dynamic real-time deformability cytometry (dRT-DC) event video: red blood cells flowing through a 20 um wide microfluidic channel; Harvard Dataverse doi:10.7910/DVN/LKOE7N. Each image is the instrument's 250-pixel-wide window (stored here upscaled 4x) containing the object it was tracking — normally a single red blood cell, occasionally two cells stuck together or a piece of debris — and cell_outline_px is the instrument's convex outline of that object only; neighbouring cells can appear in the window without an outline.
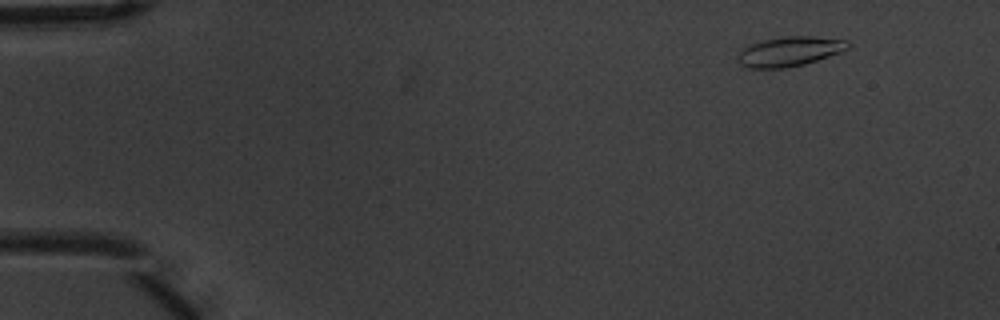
{"species": "common noctule bat (a hibernating species)", "species_latin": "Nyctalus noctula", "temperature_condition": "warm", "stored_images_in_passage": 5, "camera_frame_rate_fps": 3000, "um_per_image_px": 0.085, "animal": {"sex": "male", "body_mass_g": 20.1, "forearm_length_mm": 53.5}, "frame": {"image": 1, "passage_image": 2, "time_ms": 0.333, "image_size_px": [1000, 320], "cell_outline_px": [[852, 44], [848, 48], [840, 52], [804, 64], [784, 68], [748, 68], [740, 64], [740, 52], [744, 48], [752, 44], [764, 40], [788, 36], [812, 36], [848, 40]], "centroid_in_image_um": [67.17, 4.37], "position_along_channel_um": 17.8, "area_um2": 18.67}}
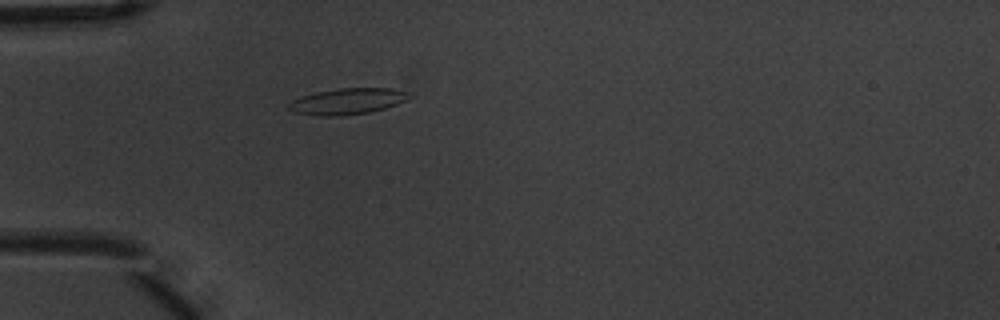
{"frame": {"image": 2, "passage_image": 5, "time_ms": 1.333, "image_size_px": [1000, 320], "cell_outline_px": [[412, 96], [408, 100], [372, 112], [340, 116], [320, 116], [296, 112], [288, 108], [288, 104], [292, 100], [316, 92], [340, 88], [392, 88], [404, 92]], "centroid_in_image_um": [29.55, 8.61], "position_along_channel_um": 55.4, "area_um2": 18.15}}